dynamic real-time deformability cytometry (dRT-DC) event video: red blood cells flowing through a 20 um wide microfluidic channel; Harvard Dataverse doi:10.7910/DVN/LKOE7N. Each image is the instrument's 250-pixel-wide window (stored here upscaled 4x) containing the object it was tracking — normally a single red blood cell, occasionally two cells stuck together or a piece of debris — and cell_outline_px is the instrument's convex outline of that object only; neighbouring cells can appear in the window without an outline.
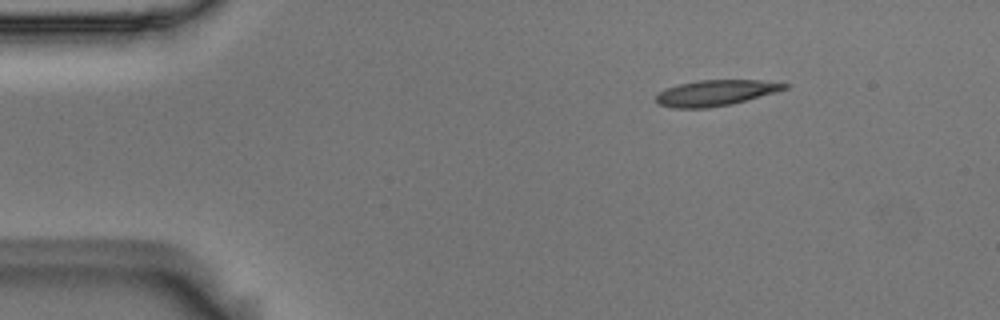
{"species": "Egyptian fruit bat (a non-hibernating species)", "species_latin": "Rousettus aegyptiacus", "temperature_condition": "room temperature", "stored_images_in_passage": 49, "camera_frame_rate_fps": 3000, "um_per_image_px": 0.085, "animal": {"sex": "male"}, "frame": {"image": 1, "passage_image": 2, "time_ms": 0.333, "image_size_px": [1000, 320], "cell_outline_px": [[792, 84], [788, 88], [776, 92], [732, 104], [708, 108], [672, 108], [660, 104], [656, 100], [656, 92], [664, 88], [680, 84], [700, 80], [760, 80]], "centroid_in_image_um": [60.83, 7.89], "position_along_channel_um": 24.2, "area_um2": 19.42}}
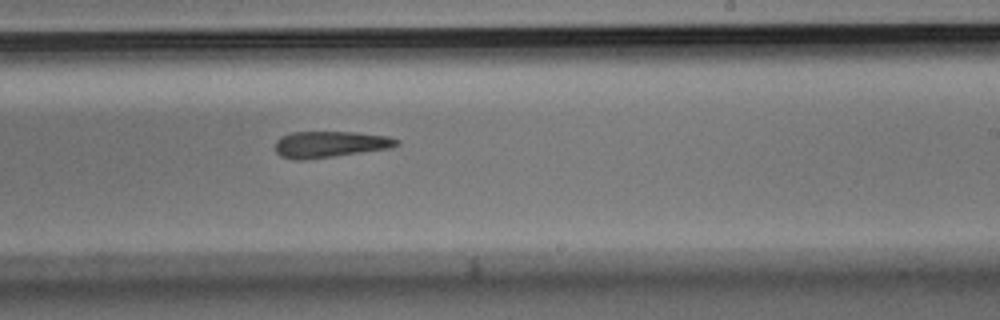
{"frame": {"image": 2, "passage_image": 27, "time_ms": 8.667, "image_size_px": [1000, 320], "cell_outline_px": [[400, 144], [388, 148], [332, 156], [300, 160], [296, 160], [280, 156], [276, 152], [276, 140], [280, 136], [292, 132], [356, 132], [388, 136], [400, 140]], "centroid_in_image_um": [28.03, 12.25], "position_along_channel_um": 261.0, "area_um2": 18.44}}
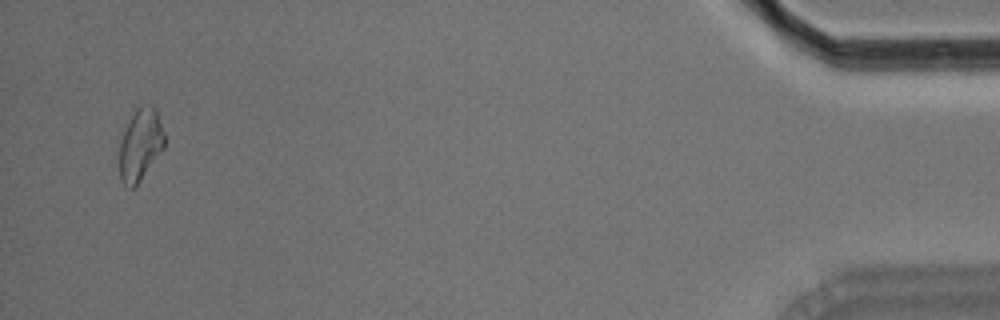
{"frame": {"image": 3, "passage_image": 47, "time_ms": 15.333, "image_size_px": [1000, 320], "cell_outline_px": [[164, 148], [140, 180], [132, 188], [128, 188], [120, 180], [120, 144], [124, 132], [136, 108], [140, 104], [152, 104], [156, 108], [164, 132]], "centroid_in_image_um": [11.95, 12.27], "position_along_channel_um": 423.3, "area_um2": 18.67}, "authors_computed_cell_mechanics": {"area_um2": 19.363, "velocity_mm_per_s": 3.6633, "shape_relaxation_time_tau1_ms": 4.0913, "shape_relaxation_time_tau2_ms": null, "deformation_change_tau1": 0.1681, "deformation_change_tau2": null}}